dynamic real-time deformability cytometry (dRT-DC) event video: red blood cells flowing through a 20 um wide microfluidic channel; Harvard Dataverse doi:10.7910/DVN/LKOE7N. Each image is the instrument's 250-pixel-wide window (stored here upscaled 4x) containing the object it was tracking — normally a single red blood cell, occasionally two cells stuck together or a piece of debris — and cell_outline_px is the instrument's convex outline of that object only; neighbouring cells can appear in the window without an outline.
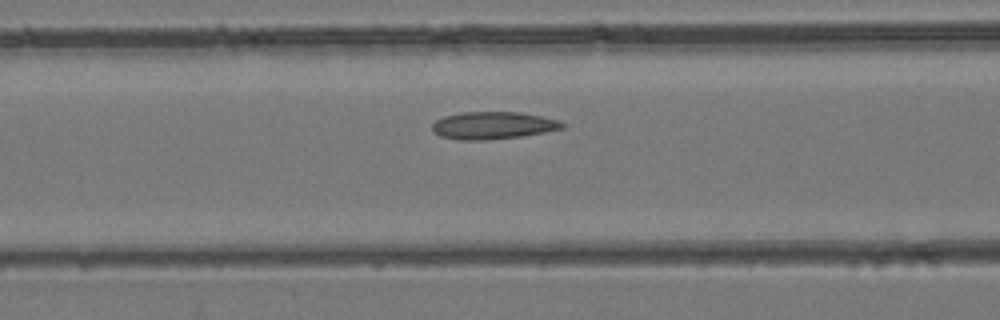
{"species": "common noctule bat (a hibernating species)", "species_latin": "Nyctalus noctula", "temperature_condition": "room temperature", "stored_images_in_passage": 39, "camera_frame_rate_fps": 3000, "um_per_image_px": 0.085, "animal": {"sex": "female", "body_mass_g": 24.6, "forearm_length_mm": 56.2}, "frame": {"image": 1, "passage_image": 13, "time_ms": 4.0, "image_size_px": [1000, 320], "cell_outline_px": [[564, 128], [544, 132], [520, 136], [484, 140], [460, 140], [440, 136], [432, 128], [432, 124], [436, 120], [444, 116], [460, 112], [520, 112], [560, 120], [564, 124]], "centroid_in_image_um": [41.9, 10.65], "position_along_channel_um": 124.7, "area_um2": 20.63}}
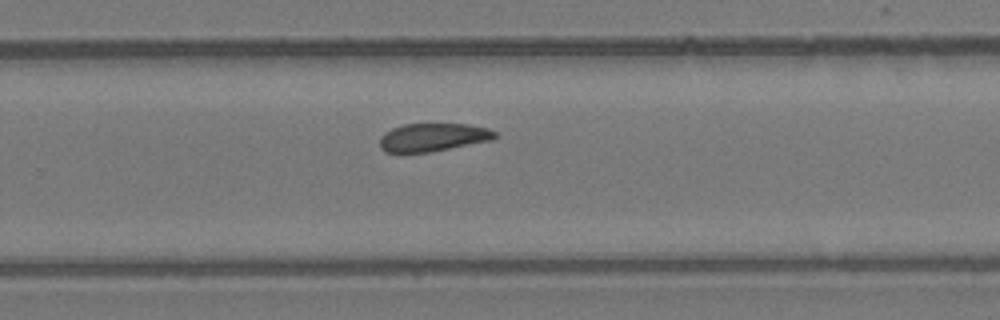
{"frame": {"image": 2, "passage_image": 24, "time_ms": 7.667, "image_size_px": [1000, 320], "cell_outline_px": [[496, 136], [492, 140], [428, 152], [384, 152], [380, 148], [380, 136], [384, 132], [392, 128], [404, 124], [468, 124], [488, 128], [496, 132]], "centroid_in_image_um": [36.78, 11.66], "position_along_channel_um": 293.0, "area_um2": 18.79}}
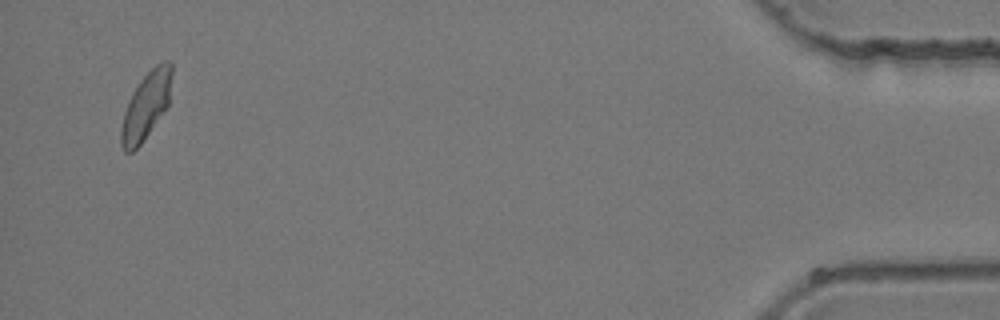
{"frame": {"image": 3, "passage_image": 38, "time_ms": 12.333, "image_size_px": [1000, 320], "cell_outline_px": [[172, 72], [168, 108], [140, 144], [132, 152], [124, 152], [120, 144], [120, 128], [124, 112], [128, 100], [132, 92], [140, 80], [156, 64], [164, 60], [172, 60]], "centroid_in_image_um": [12.42, 8.98], "position_along_channel_um": 422.8, "area_um2": 20.06}}